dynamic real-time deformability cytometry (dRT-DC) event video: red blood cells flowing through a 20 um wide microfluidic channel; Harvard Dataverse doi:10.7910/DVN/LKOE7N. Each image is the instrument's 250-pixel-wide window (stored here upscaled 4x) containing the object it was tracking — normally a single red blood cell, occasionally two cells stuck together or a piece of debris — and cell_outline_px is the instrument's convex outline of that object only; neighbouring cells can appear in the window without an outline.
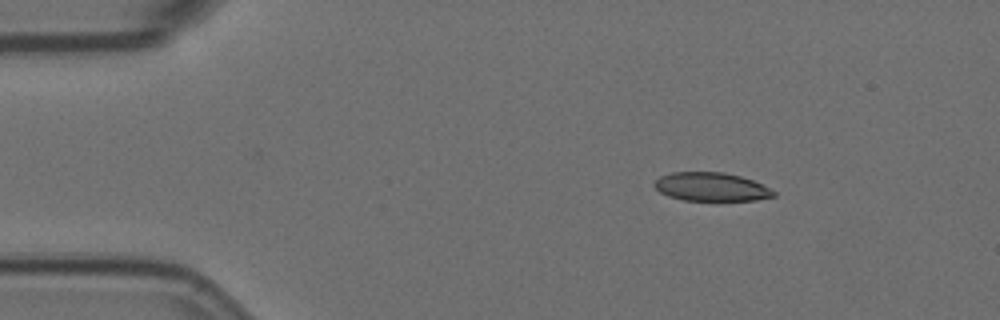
{"species": "Egyptian fruit bat (a non-hibernating species)", "species_latin": "Rousettus aegyptiacus", "temperature_condition": "room temperature", "stored_images_in_passage": 3, "camera_frame_rate_fps": 3000, "um_per_image_px": 0.085, "animal": {"sex": "female"}, "frame": {"image": 1, "passage_image": 1, "time_ms": 0.0, "image_size_px": [1000, 320], "cell_outline_px": [[776, 196], [756, 200], [684, 200], [668, 196], [660, 192], [652, 184], [660, 176], [672, 172], [724, 172], [740, 176], [752, 180], [776, 192]], "centroid_in_image_um": [60.43, 15.88], "position_along_channel_um": 24.6, "area_um2": 19.71}}